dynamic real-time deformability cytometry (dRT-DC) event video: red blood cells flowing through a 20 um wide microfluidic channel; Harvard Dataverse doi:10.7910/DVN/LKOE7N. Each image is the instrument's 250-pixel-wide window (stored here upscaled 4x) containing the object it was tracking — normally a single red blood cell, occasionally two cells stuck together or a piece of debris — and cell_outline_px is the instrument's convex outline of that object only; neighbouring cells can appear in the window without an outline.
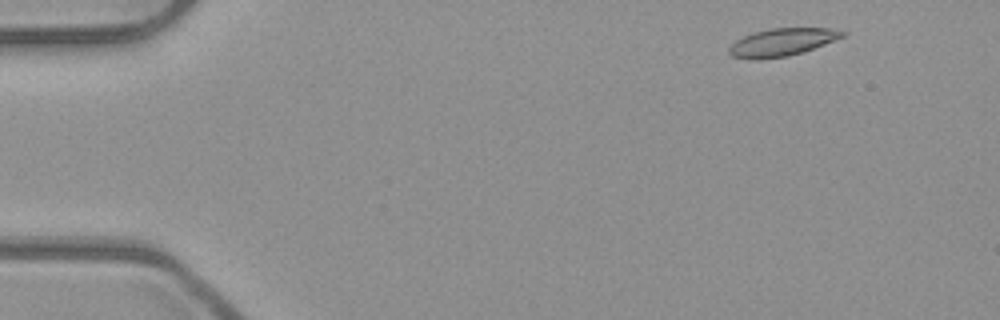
{"species": "common noctule bat (a hibernating species)", "species_latin": "Nyctalus noctula", "temperature_condition": "room temperature", "stored_images_in_passage": 5, "camera_frame_rate_fps": 3000, "um_per_image_px": 0.085, "animal": {"sex": "male", "body_mass_g": 23.1, "forearm_length_mm": 52.7}, "frame": {"image": 1, "passage_image": 1, "time_ms": 0.0, "image_size_px": [1000, 320], "cell_outline_px": [[848, 32], [844, 36], [824, 44], [788, 56], [756, 60], [748, 60], [732, 56], [728, 52], [728, 48], [736, 40], [752, 32], [772, 28], [832, 28]], "centroid_in_image_um": [66.43, 3.59], "position_along_channel_um": 18.6, "area_um2": 18.26}}